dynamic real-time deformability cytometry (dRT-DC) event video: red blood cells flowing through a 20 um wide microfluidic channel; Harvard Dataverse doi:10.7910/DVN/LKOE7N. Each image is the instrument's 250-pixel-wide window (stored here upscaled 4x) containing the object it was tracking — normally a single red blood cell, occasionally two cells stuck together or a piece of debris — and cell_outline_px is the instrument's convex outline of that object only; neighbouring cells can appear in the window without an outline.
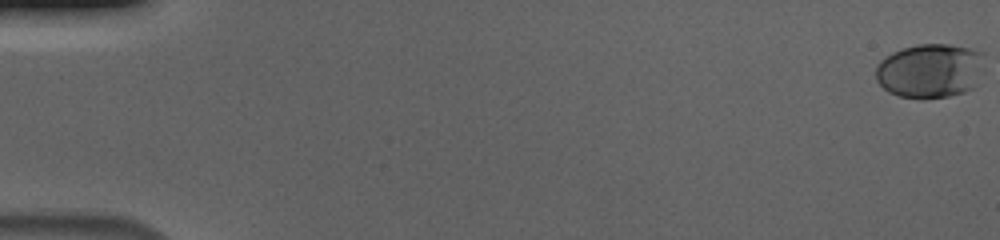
{"species": "human", "species_latin": "Homo sapiens", "temperature_condition": "cold", "stored_images_in_passage": 58, "camera_frame_rate_fps": 3000, "um_per_image_px": 0.085, "donor": {"sex": "male"}, "frame": {"image": 1, "passage_image": 1, "time_ms": 0.0, "image_size_px": [1000, 240], "cell_outline_px": [[984, 52], [972, 88], [964, 92], [948, 96], [920, 100], [900, 96], [888, 92], [876, 80], [876, 64], [880, 60], [892, 52], [900, 48], [916, 44], [948, 44], [968, 48]], "centroid_in_image_um": [78.96, 6.01], "position_along_channel_um": 6.0, "area_um2": 34.28}}
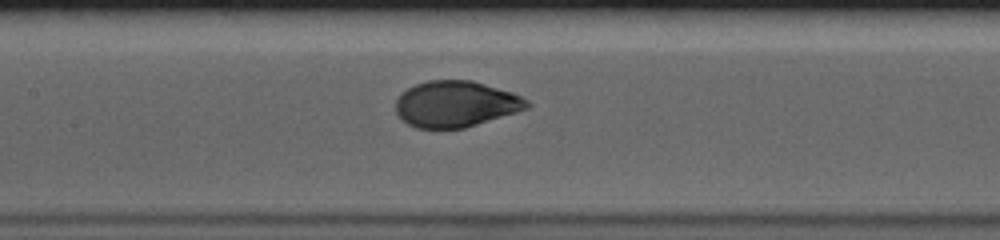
{"frame": {"image": 2, "passage_image": 29, "time_ms": 9.333, "image_size_px": [1000, 240], "cell_outline_px": [[532, 104], [528, 108], [516, 112], [464, 128], [416, 128], [400, 120], [396, 112], [396, 100], [408, 88], [416, 84], [428, 80], [472, 80], [512, 92], [528, 100]], "centroid_in_image_um": [38.74, 8.84], "position_along_channel_um": 168.7, "area_um2": 35.2}}
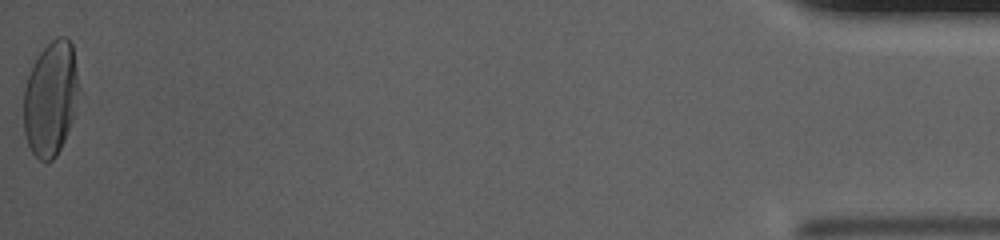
{"frame": {"image": 3, "passage_image": 58, "time_ms": 19.0, "image_size_px": [1000, 240], "cell_outline_px": [[80, 92], [72, 120], [64, 140], [56, 156], [52, 160], [40, 160], [32, 152], [28, 144], [24, 132], [24, 88], [28, 76], [40, 52], [52, 40], [60, 36], [64, 36], [72, 44], [80, 88]], "centroid_in_image_um": [4.32, 8.37], "position_along_channel_um": 430.9, "area_um2": 36.65}, "authors_computed_cell_mechanics": {"area_um2": 35.2002, "velocity_mm_per_s": 3.6722, "shape_relaxation_time_tau1_ms": 3.5613, "shape_relaxation_time_tau2_ms": null, "deformation_change_tau1": 0.1934, "deformation_change_tau2": null}}